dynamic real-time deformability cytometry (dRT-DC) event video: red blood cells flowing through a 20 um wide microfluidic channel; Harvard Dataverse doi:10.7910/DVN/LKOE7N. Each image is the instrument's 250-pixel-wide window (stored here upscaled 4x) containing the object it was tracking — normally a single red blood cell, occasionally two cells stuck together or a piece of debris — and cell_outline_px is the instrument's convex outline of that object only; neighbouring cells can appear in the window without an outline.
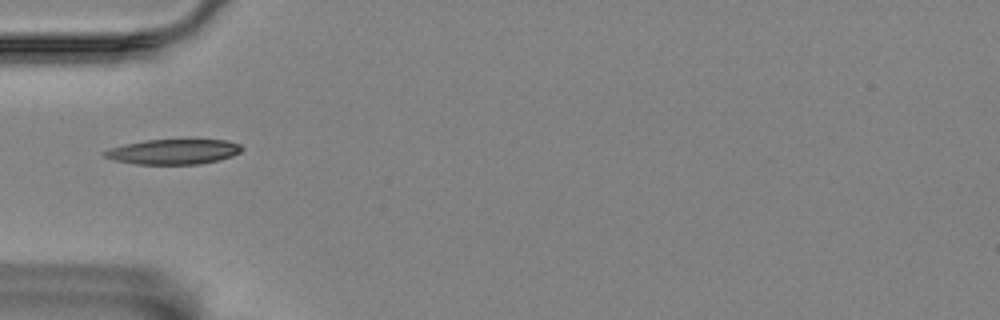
{"species": "Egyptian fruit bat (a non-hibernating species)", "species_latin": "Rousettus aegyptiacus", "temperature_condition": "room temperature", "stored_images_in_passage": 5, "camera_frame_rate_fps": 3000, "um_per_image_px": 0.085, "animal": {"sex": "female"}, "frame": {"image": 1, "passage_image": 1, "time_ms": 0.0, "image_size_px": [1000, 320], "cell_outline_px": [[244, 148], [240, 152], [232, 156], [200, 164], [136, 164], [116, 160], [104, 156], [100, 152], [124, 144], [144, 140], [228, 140], [240, 144]], "centroid_in_image_um": [14.75, 12.89], "position_along_channel_um": 70.2, "area_um2": 19.94}}
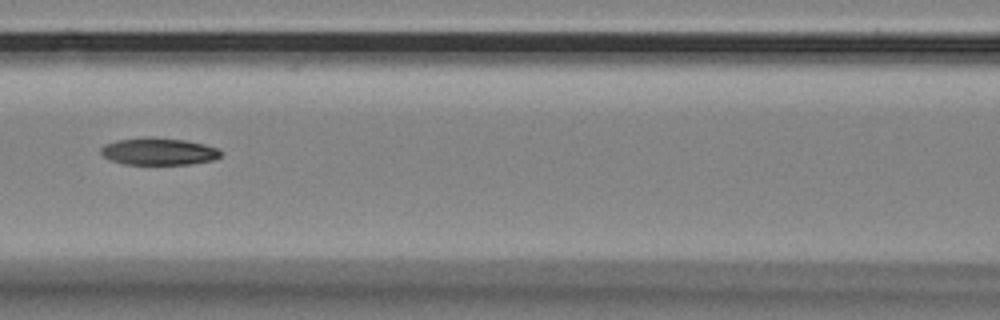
{"frame": {"image": 2, "passage_image": 3, "time_ms": 2.333, "image_size_px": [1000, 320], "cell_outline_px": [[220, 156], [212, 160], [188, 164], [124, 164], [112, 160], [104, 156], [100, 152], [100, 148], [104, 144], [116, 140], [148, 136], [152, 136], [184, 140], [204, 144], [220, 148]], "centroid_in_image_um": [13.46, 12.85], "position_along_channel_um": 153.1, "area_um2": 19.02}}
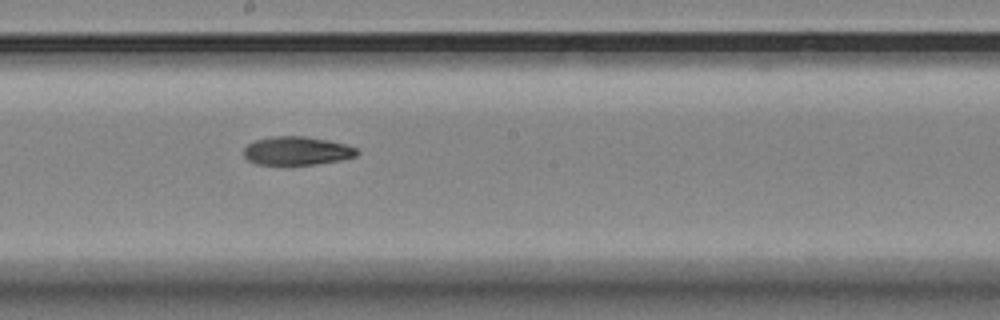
{"frame": {"image": 3, "passage_image": 5, "time_ms": 4.333, "image_size_px": [1000, 320], "cell_outline_px": [[360, 152], [356, 156], [340, 160], [316, 164], [256, 164], [248, 160], [244, 156], [244, 148], [248, 144], [256, 140], [272, 136], [304, 136], [328, 140], [344, 144], [356, 148]], "centroid_in_image_um": [25.24, 12.81], "position_along_channel_um": 223.0, "area_um2": 18.67}}